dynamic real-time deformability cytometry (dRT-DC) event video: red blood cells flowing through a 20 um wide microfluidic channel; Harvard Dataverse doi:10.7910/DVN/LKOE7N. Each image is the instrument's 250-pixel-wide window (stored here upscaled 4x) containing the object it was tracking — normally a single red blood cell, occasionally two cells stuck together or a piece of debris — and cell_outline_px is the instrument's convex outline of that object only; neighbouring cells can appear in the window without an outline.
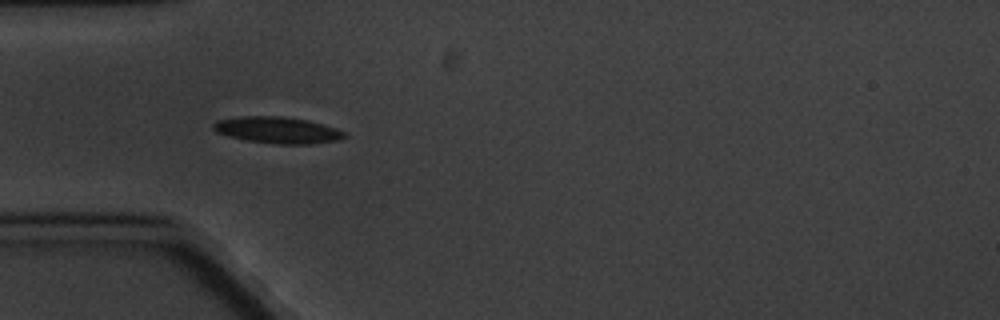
{"species": "common noctule bat (a hibernating species)", "species_latin": "Nyctalus noctula", "temperature_condition": "cold", "stored_images_in_passage": 6, "camera_frame_rate_fps": 3000, "um_per_image_px": 0.085, "animal": {"sex": "male", "body_mass_g": 20.1, "forearm_length_mm": 53.5}, "frame": {"image": 1, "passage_image": 5, "time_ms": 4.667, "image_size_px": [1000, 320], "cell_outline_px": [[348, 136], [340, 140], [308, 144], [276, 144], [248, 140], [228, 136], [216, 132], [212, 128], [212, 124], [216, 120], [240, 116], [284, 116], [308, 120], [336, 128], [344, 132]], "centroid_in_image_um": [23.58, 11.05], "position_along_channel_um": 61.4, "area_um2": 20.35}}